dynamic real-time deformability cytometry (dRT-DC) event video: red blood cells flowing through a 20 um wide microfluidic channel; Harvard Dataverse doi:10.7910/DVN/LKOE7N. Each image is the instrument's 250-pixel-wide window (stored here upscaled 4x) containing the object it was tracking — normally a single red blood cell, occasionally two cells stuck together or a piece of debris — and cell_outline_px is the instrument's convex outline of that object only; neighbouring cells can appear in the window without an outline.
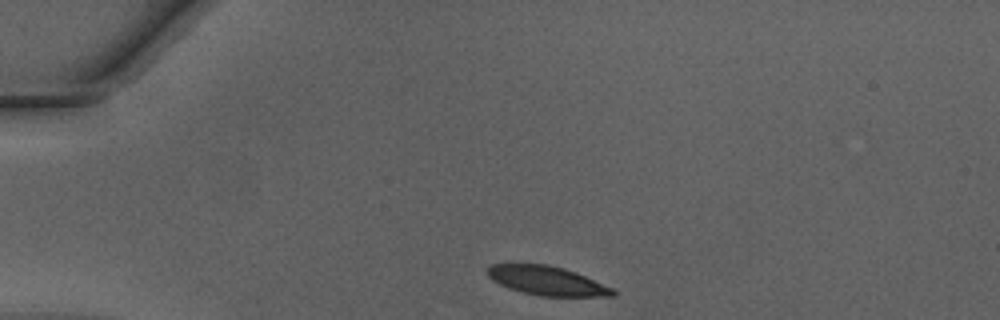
{"species": "Egyptian fruit bat (a non-hibernating species)", "species_latin": "Rousettus aegyptiacus", "temperature_condition": "warm", "stored_images_in_passage": 31, "camera_frame_rate_fps": 3000, "um_per_image_px": 0.085, "animal": {"sex": "male"}, "frame": {"image": 1, "passage_image": 1, "time_ms": 0.0, "image_size_px": [1000, 320], "cell_outline_px": [[616, 292], [612, 296], [540, 296], [520, 292], [508, 288], [492, 280], [484, 272], [492, 264], [548, 264], [564, 268], [576, 272], [612, 288]], "centroid_in_image_um": [46.44, 23.86], "position_along_channel_um": 38.6, "area_um2": 21.21}}
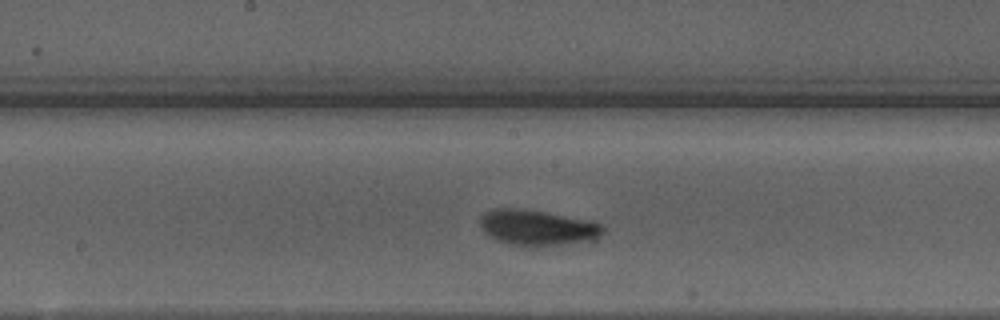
{"frame": {"image": 2, "passage_image": 16, "time_ms": 5.0, "image_size_px": [1000, 320], "cell_outline_px": [[604, 232], [600, 236], [592, 240], [560, 244], [508, 244], [496, 240], [484, 232], [480, 224], [480, 216], [484, 212], [492, 208], [524, 208], [592, 220], [600, 224], [604, 228]], "centroid_in_image_um": [45.66, 19.3], "position_along_channel_um": 202.5, "area_um2": 25.26}}
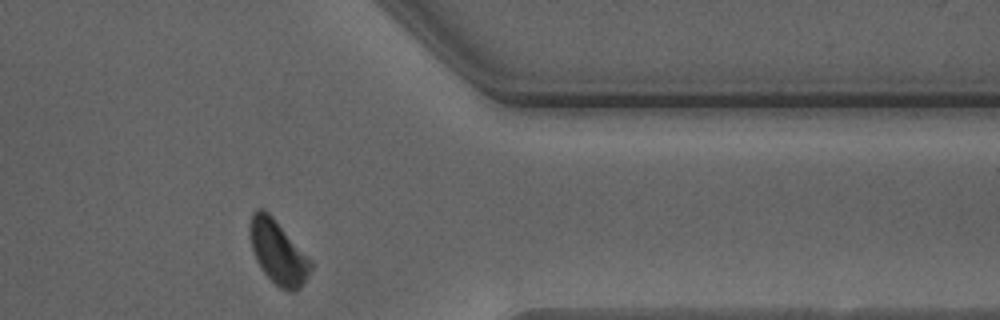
{"frame": {"image": 3, "passage_image": 30, "time_ms": 9.667, "image_size_px": [1000, 320], "cell_outline_px": [[316, 264], [300, 288], [296, 292], [288, 292], [280, 288], [260, 268], [256, 260], [252, 248], [248, 232], [248, 224], [252, 212], [256, 208], [264, 208], [272, 216]], "centroid_in_image_um": [23.64, 21.43], "position_along_channel_um": 387.8, "area_um2": 23.06}, "authors_computed_cell_mechanics": {"area_um2": 23.5824, "velocity_mm_per_s": 4.2189, "shape_relaxation_time_tau1_ms": 2.0151, "shape_relaxation_time_tau2_ms": 0.9286, "deformation_change_tau1": 0.1227, "deformation_change_tau2": 0.0501}}